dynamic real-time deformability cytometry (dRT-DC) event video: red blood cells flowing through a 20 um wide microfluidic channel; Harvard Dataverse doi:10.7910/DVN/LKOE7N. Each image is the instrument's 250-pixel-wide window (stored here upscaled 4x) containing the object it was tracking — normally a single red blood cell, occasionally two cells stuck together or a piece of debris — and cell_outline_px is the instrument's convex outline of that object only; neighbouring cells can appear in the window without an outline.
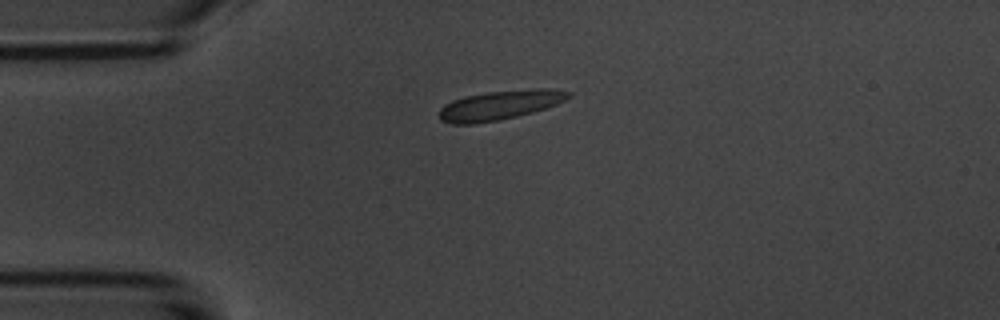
{"species": "common noctule bat (a hibernating species)", "species_latin": "Nyctalus noctula", "temperature_condition": "room temperature", "stored_images_in_passage": 4, "camera_frame_rate_fps": 3000, "um_per_image_px": 0.085, "animal": {"sex": "male", "body_mass_g": 20.1, "forearm_length_mm": 53.5}, "frame": {"image": 1, "passage_image": 1, "time_ms": 0.0, "image_size_px": [1000, 320], "cell_outline_px": [[572, 96], [556, 104], [532, 112], [500, 120], [476, 124], [452, 124], [440, 120], [440, 108], [444, 104], [452, 100], [464, 96], [484, 92], [536, 88], [548, 88], [572, 92]], "centroid_in_image_um": [42.46, 8.93], "position_along_channel_um": 42.5, "area_um2": 22.25}}
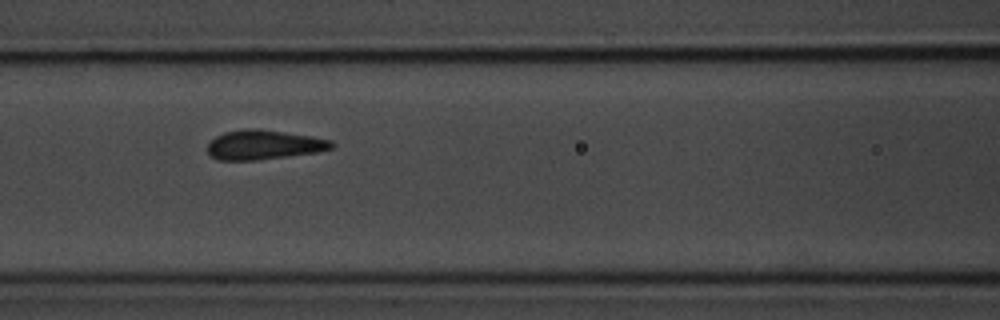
{"frame": {"image": 2, "passage_image": 4, "time_ms": 3.333, "image_size_px": [1000, 320], "cell_outline_px": [[336, 144], [332, 148], [316, 152], [288, 156], [256, 160], [216, 160], [208, 152], [208, 144], [216, 136], [224, 132], [244, 128], [256, 128], [312, 136], [332, 140]], "centroid_in_image_um": [22.43, 12.3], "position_along_channel_um": 144.2, "area_um2": 21.33}}